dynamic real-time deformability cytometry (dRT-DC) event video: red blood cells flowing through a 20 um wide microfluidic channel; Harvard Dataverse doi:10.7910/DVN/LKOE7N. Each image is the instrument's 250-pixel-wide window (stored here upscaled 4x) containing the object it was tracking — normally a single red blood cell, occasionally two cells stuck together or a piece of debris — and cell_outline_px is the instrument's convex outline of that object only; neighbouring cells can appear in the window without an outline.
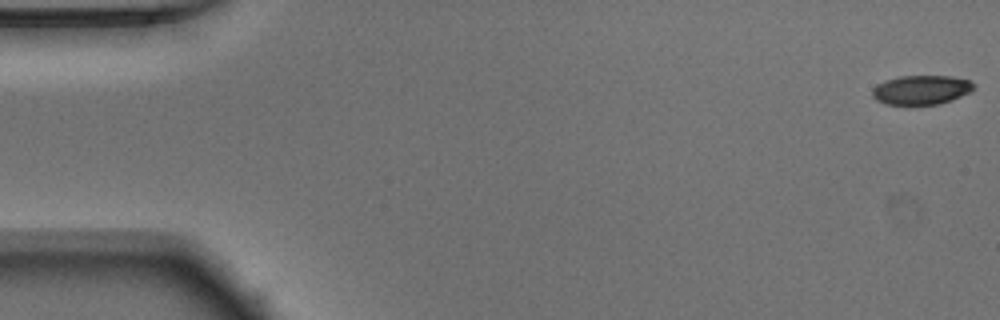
{"species": "Egyptian fruit bat (a non-hibernating species)", "species_latin": "Rousettus aegyptiacus", "temperature_condition": "warm", "stored_images_in_passage": 51, "camera_frame_rate_fps": 3000, "um_per_image_px": 0.085, "animal": {"sex": "male"}, "frame": {"image": 1, "passage_image": 1, "time_ms": 0.0, "image_size_px": [1000, 320], "cell_outline_px": [[976, 84], [968, 92], [952, 100], [940, 104], [884, 104], [876, 100], [872, 96], [872, 88], [876, 84], [900, 76], [952, 76], [968, 80]], "centroid_in_image_um": [78.28, 7.64], "position_along_channel_um": 6.7, "area_um2": 17.17}}
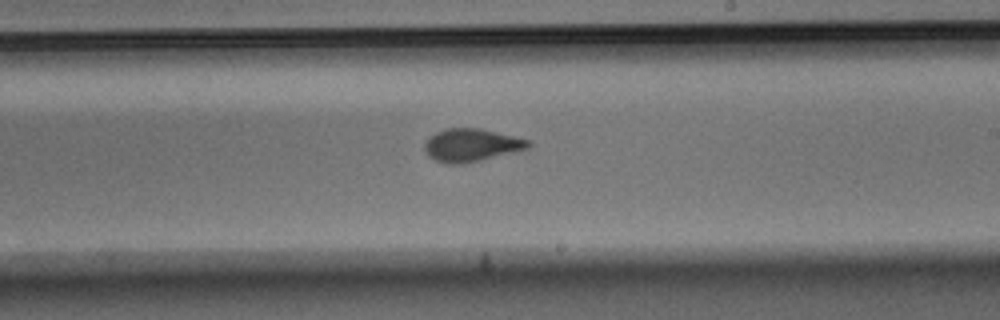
{"frame": {"image": 2, "passage_image": 30, "time_ms": 9.667, "image_size_px": [1000, 320], "cell_outline_px": [[532, 144], [528, 148], [520, 152], [460, 164], [448, 164], [436, 160], [428, 156], [424, 148], [424, 144], [436, 132], [448, 128], [480, 128], [532, 140]], "centroid_in_image_um": [40.14, 12.34], "position_along_channel_um": 248.9, "area_um2": 20.0}}
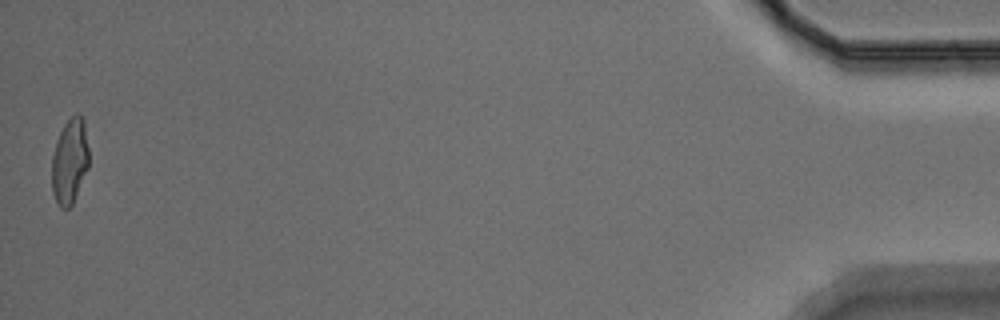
{"frame": {"image": 3, "passage_image": 51, "time_ms": 16.667, "image_size_px": [1000, 320], "cell_outline_px": [[88, 168], [72, 204], [68, 208], [60, 208], [52, 192], [52, 156], [56, 140], [64, 124], [76, 112], [80, 112], [84, 120], [88, 148]], "centroid_in_image_um": [5.92, 13.67], "position_along_channel_um": 429.3, "area_um2": 18.44}, "authors_computed_cell_mechanics": {"area_um2": 19.1896, "velocity_mm_per_s": 3.9429, "shape_relaxation_time_tau1_ms": 7.7296, "shape_relaxation_time_tau2_ms": 1.1089, "deformation_change_tau1": 0.2172, "deformation_change_tau2": 0.0551}}